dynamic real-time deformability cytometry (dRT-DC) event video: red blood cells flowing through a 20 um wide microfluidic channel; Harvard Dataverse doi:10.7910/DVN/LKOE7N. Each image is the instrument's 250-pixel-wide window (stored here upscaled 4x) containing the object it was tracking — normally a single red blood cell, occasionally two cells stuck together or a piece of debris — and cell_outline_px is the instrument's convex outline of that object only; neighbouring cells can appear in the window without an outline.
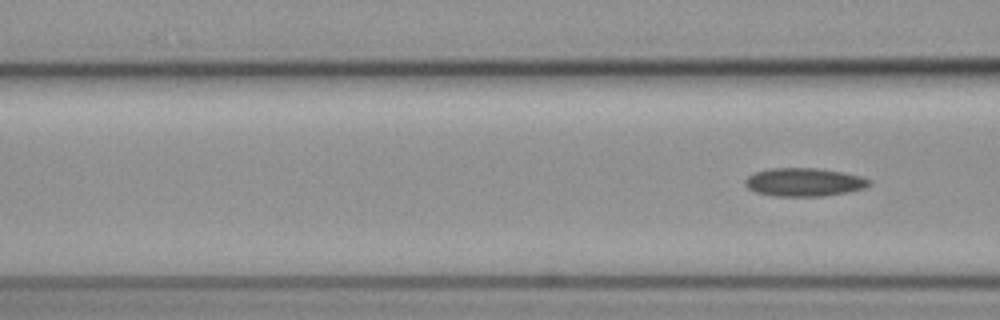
{"species": "common noctule bat (a hibernating species)", "species_latin": "Nyctalus noctula", "temperature_condition": "cold", "stored_images_in_passage": 5, "camera_frame_rate_fps": 3000, "um_per_image_px": 0.085, "animal": {"sex": "female", "body_mass_g": 19.3, "forearm_length_mm": 54.1}, "frame": {"image": 1, "passage_image": 5, "time_ms": 1.333, "image_size_px": [1000, 320], "cell_outline_px": [[872, 184], [864, 188], [848, 192], [824, 196], [772, 196], [756, 192], [748, 188], [744, 184], [744, 180], [748, 176], [756, 172], [768, 168], [816, 168], [844, 172], [860, 176], [872, 180]], "centroid_in_image_um": [68.36, 15.48], "position_along_channel_um": 98.2, "area_um2": 20.63}}